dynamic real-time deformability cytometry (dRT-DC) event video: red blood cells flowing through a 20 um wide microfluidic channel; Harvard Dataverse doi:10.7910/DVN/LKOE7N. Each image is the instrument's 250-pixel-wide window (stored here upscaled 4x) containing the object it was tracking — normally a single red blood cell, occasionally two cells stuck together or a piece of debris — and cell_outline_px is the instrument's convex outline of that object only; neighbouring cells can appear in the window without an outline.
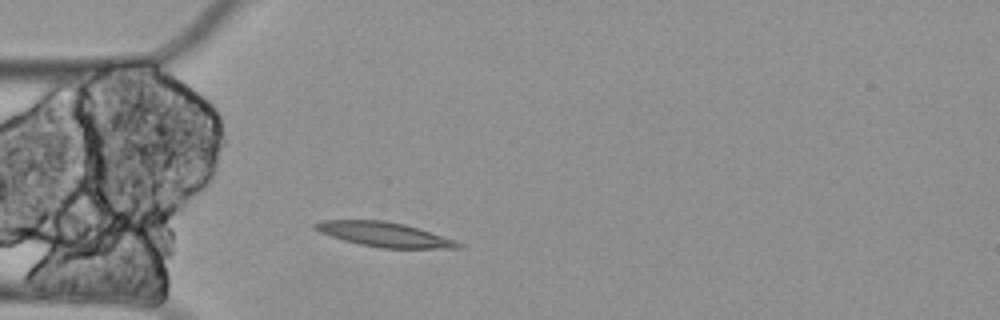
{"species": "Egyptian fruit bat (a non-hibernating species)", "species_latin": "Rousettus aegyptiacus", "temperature_condition": "cold", "stored_images_in_passage": 44, "camera_frame_rate_fps": 3000, "um_per_image_px": 0.085, "animal": {"sex": "female"}, "frame": {"image": 1, "passage_image": 1, "time_ms": 0.0, "image_size_px": [1000, 320], "cell_outline_px": [[464, 248], [380, 248], [360, 244], [344, 240], [320, 232], [312, 228], [312, 224], [320, 220], [384, 220], [404, 224], [456, 240], [464, 244]], "centroid_in_image_um": [32.67, 19.92], "position_along_channel_um": 52.3, "area_um2": 20.46}}
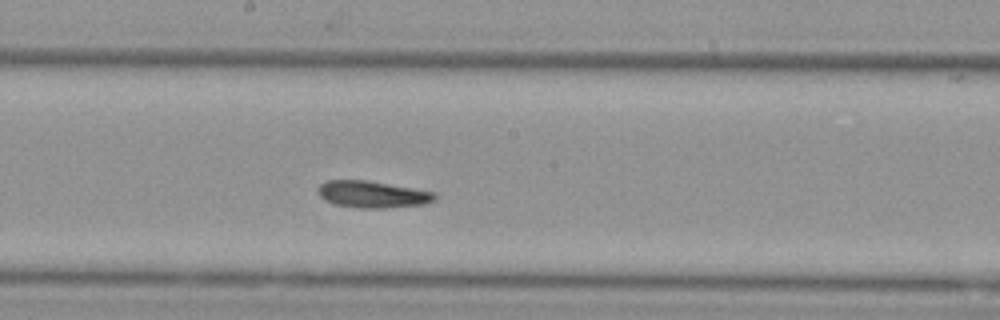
{"frame": {"image": 2, "passage_image": 16, "time_ms": 5.0, "image_size_px": [1000, 320], "cell_outline_px": [[436, 200], [424, 204], [384, 208], [356, 208], [332, 204], [324, 200], [320, 196], [316, 188], [320, 184], [328, 180], [368, 180], [436, 192]], "centroid_in_image_um": [31.64, 16.52], "position_along_channel_um": 216.6, "area_um2": 18.5}}
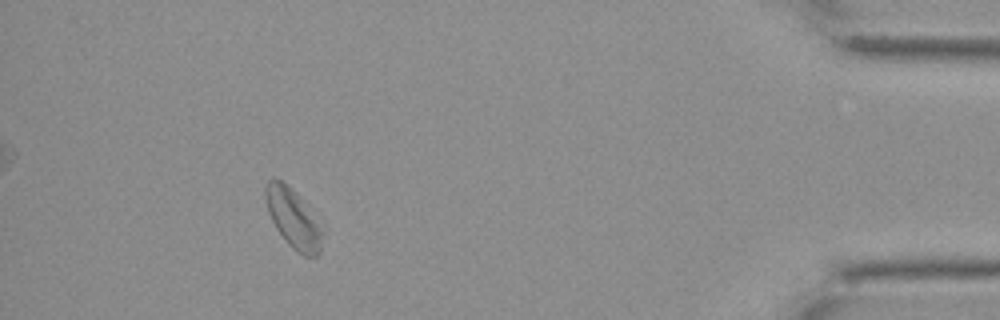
{"frame": {"image": 3, "passage_image": 39, "time_ms": 12.667, "image_size_px": [1000, 320], "cell_outline_px": [[328, 232], [320, 252], [316, 256], [304, 256], [296, 252], [288, 244], [276, 228], [268, 212], [264, 196], [264, 188], [268, 180], [272, 176], [276, 176], [296, 192], [304, 200], [328, 228]], "centroid_in_image_um": [25.03, 18.57], "position_along_channel_um": 410.2, "area_um2": 21.04}}